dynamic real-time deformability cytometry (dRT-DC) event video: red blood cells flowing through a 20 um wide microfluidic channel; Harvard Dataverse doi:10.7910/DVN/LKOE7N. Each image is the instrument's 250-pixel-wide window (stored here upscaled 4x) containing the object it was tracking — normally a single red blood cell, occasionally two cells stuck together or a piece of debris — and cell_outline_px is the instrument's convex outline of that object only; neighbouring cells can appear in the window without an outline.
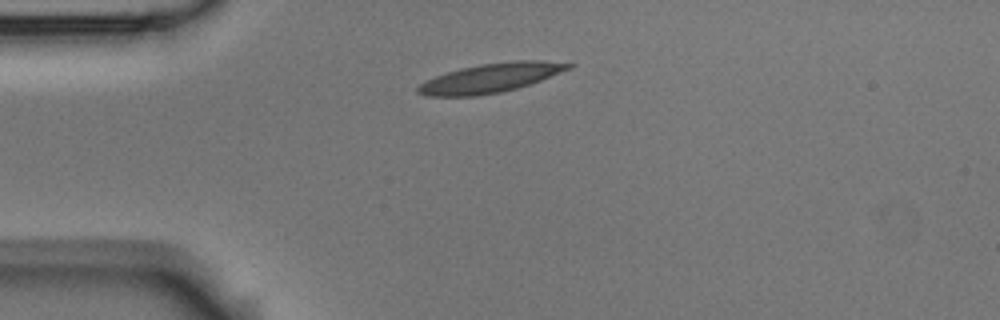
{"species": "Egyptian fruit bat (a non-hibernating species)", "species_latin": "Rousettus aegyptiacus", "temperature_condition": "room temperature", "stored_images_in_passage": 3, "camera_frame_rate_fps": 3000, "um_per_image_px": 0.085, "animal": {"sex": "male"}, "frame": {"image": 1, "passage_image": 1, "time_ms": 0.0, "image_size_px": [1000, 320], "cell_outline_px": [[576, 64], [572, 68], [540, 80], [516, 88], [500, 92], [476, 96], [428, 96], [416, 92], [416, 88], [420, 84], [436, 76], [460, 68], [480, 64], [516, 60], [540, 60]], "centroid_in_image_um": [41.71, 6.62], "position_along_channel_um": 43.3, "area_um2": 25.32}}
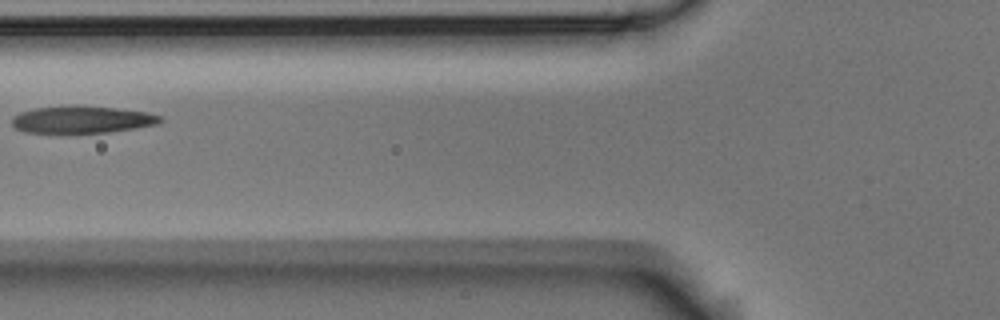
{"frame": {"image": 2, "passage_image": 3, "time_ms": 0.667, "image_size_px": [1000, 320], "cell_outline_px": [[164, 120], [156, 124], [108, 132], [24, 132], [16, 128], [12, 124], [12, 116], [20, 112], [36, 108], [72, 104], [76, 104], [116, 108], [148, 112], [164, 116]], "centroid_in_image_um": [6.98, 10.13], "position_along_channel_um": 118.8, "area_um2": 23.58}}